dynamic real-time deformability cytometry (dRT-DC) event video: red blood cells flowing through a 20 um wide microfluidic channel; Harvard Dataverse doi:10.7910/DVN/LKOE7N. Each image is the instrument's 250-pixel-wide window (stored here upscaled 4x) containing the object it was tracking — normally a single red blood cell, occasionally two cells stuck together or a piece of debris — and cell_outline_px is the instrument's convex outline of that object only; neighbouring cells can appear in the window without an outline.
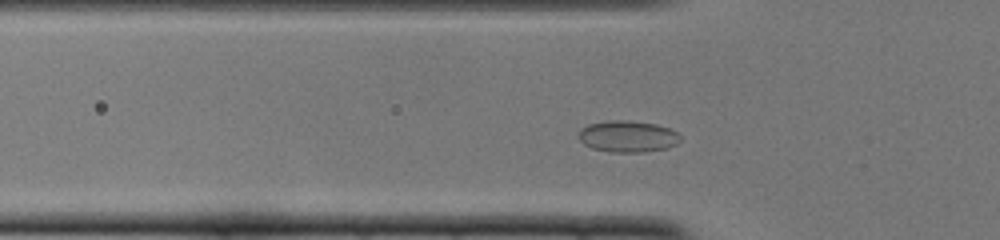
{"species": "common noctule bat (a hibernating species)", "species_latin": "Nyctalus noctula", "temperature_condition": "cold", "stored_images_in_passage": 43, "camera_frame_rate_fps": 3000, "um_per_image_px": 0.085, "animal": {"sex": "female", "body_mass_g": 22.0, "forearm_length_mm": 56.7}, "frame": {"image": 1, "passage_image": 8, "time_ms": 2.333, "image_size_px": [1000, 240], "cell_outline_px": [[680, 140], [676, 144], [668, 148], [644, 152], [612, 152], [592, 148], [584, 144], [580, 140], [576, 132], [580, 128], [588, 124], [608, 120], [628, 120], [656, 124], [668, 128], [676, 132], [680, 136]], "centroid_in_image_um": [53.32, 11.59], "position_along_channel_um": 72.5, "area_um2": 18.84}}
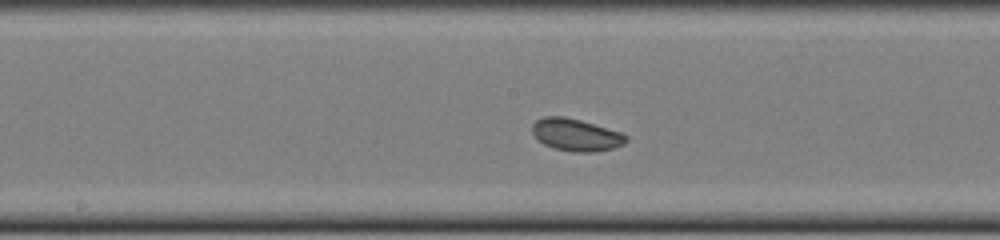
{"frame": {"image": 2, "passage_image": 18, "time_ms": 5.667, "image_size_px": [1000, 240], "cell_outline_px": [[628, 140], [624, 144], [612, 148], [592, 152], [572, 152], [552, 148], [544, 144], [532, 132], [532, 124], [536, 120], [544, 116], [564, 116], [580, 120], [620, 132], [628, 136]], "centroid_in_image_um": [48.95, 11.46], "position_along_channel_um": 199.3, "area_um2": 17.57}}
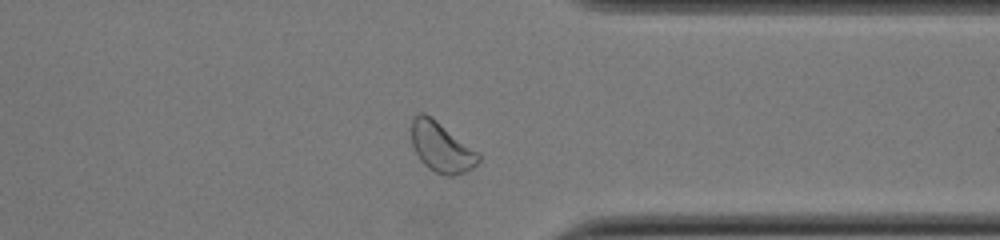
{"frame": {"image": 3, "passage_image": 32, "time_ms": 10.333, "image_size_px": [1000, 240], "cell_outline_px": [[480, 160], [472, 168], [464, 172], [452, 176], [444, 176], [428, 168], [420, 160], [412, 144], [412, 120], [420, 112], [424, 112], [436, 120], [476, 152], [480, 156]], "centroid_in_image_um": [37.49, 12.53], "position_along_channel_um": 373.9, "area_um2": 18.96}, "authors_computed_cell_mechanics": {"area_um2": 18.3804, "velocity_mm_per_s": 3.8103, "shape_relaxation_time_tau1_ms": null, "shape_relaxation_time_tau2_ms": 2.6707, "deformation_change_tau1": null, "deformation_change_tau2": 0.0647}}